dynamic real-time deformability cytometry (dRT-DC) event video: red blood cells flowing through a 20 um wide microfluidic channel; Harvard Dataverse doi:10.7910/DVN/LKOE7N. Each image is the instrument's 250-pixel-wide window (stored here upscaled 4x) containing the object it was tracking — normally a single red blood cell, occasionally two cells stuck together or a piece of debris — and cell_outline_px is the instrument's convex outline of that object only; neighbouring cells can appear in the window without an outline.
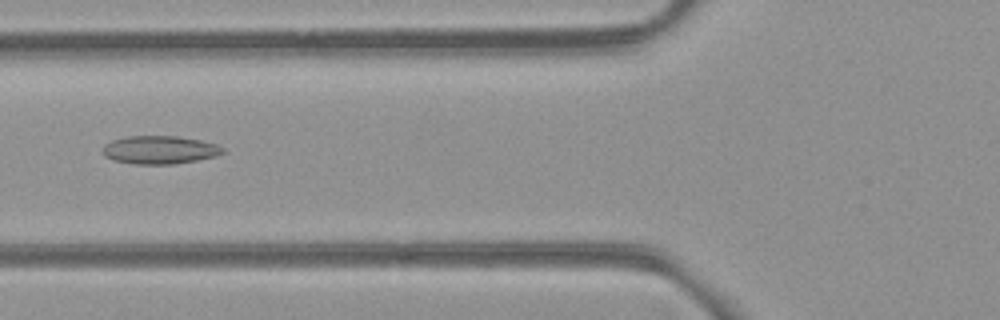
{"species": "common noctule bat (a hibernating species)", "species_latin": "Nyctalus noctula", "temperature_condition": "room temperature", "stored_images_in_passage": 7, "camera_frame_rate_fps": 3000, "um_per_image_px": 0.085, "animal": {"sex": "female", "body_mass_g": 21.9}, "frame": {"image": 1, "passage_image": 6, "time_ms": 6.0, "image_size_px": [1000, 320], "cell_outline_px": [[224, 152], [216, 156], [196, 160], [172, 164], [136, 164], [112, 160], [104, 156], [104, 144], [112, 140], [128, 136], [176, 136], [200, 140], [216, 144], [224, 148]], "centroid_in_image_um": [13.57, 12.74], "position_along_channel_um": 112.2, "area_um2": 19.59}}
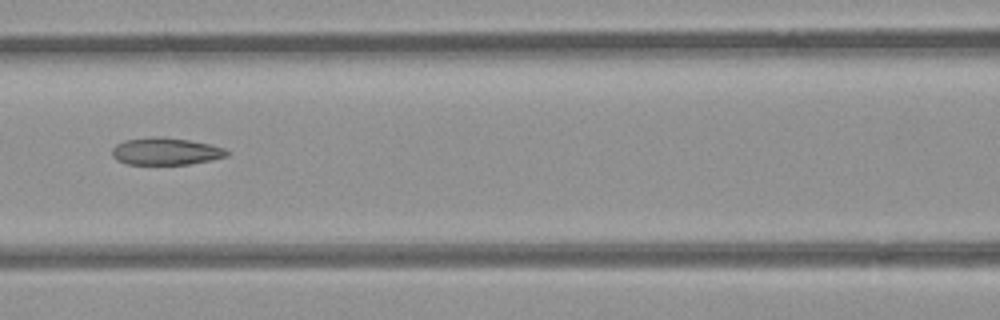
{"frame": {"image": 2, "passage_image": 7, "time_ms": 7.0, "image_size_px": [1000, 320], "cell_outline_px": [[232, 152], [228, 156], [212, 160], [188, 164], [128, 164], [116, 160], [112, 156], [112, 148], [116, 144], [124, 140], [152, 136], [160, 136], [188, 140], [212, 144], [224, 148]], "centroid_in_image_um": [14.11, 12.85], "position_along_channel_um": 152.5, "area_um2": 18.44}}